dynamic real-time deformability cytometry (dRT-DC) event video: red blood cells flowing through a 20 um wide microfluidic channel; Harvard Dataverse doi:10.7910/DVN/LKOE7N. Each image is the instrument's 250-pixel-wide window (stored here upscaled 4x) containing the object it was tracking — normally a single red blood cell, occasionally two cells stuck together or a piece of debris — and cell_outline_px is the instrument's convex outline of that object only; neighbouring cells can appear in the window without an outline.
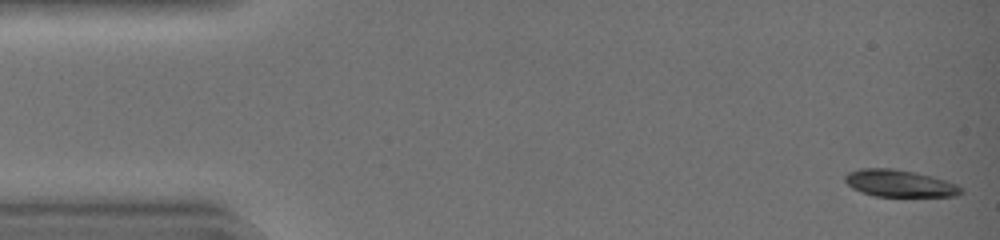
{"species": "common noctule bat (a hibernating species)", "species_latin": "Nyctalus noctula", "temperature_condition": "warm", "stored_images_in_passage": 43, "camera_frame_rate_fps": 3000, "um_per_image_px": 0.085, "animal": {"sex": "female", "body_mass_g": 19.0, "forearm_length_mm": 51.5}, "frame": {"image": 1, "passage_image": 1, "time_ms": 0.0, "image_size_px": [1000, 240], "cell_outline_px": [[964, 192], [956, 196], [876, 196], [860, 192], [852, 188], [844, 180], [844, 176], [848, 172], [860, 168], [892, 168], [932, 176], [956, 184], [964, 188]], "centroid_in_image_um": [76.45, 15.59], "position_along_channel_um": 8.6, "area_um2": 18.26}}
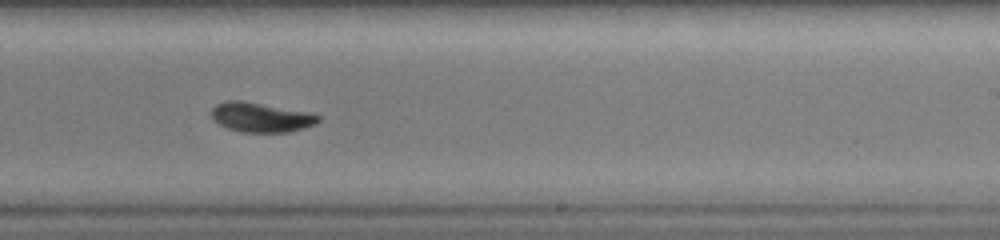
{"frame": {"image": 2, "passage_image": 27, "time_ms": 8.667, "image_size_px": [1000, 240], "cell_outline_px": [[320, 120], [316, 124], [304, 128], [288, 132], [240, 132], [228, 128], [220, 124], [212, 116], [212, 108], [216, 104], [228, 100], [244, 100], [308, 112], [320, 116]], "centroid_in_image_um": [22.2, 9.96], "position_along_channel_um": 266.8, "area_um2": 18.38}}
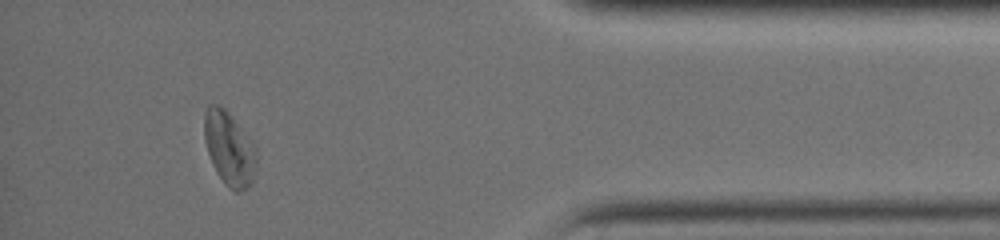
{"frame": {"image": 3, "passage_image": 39, "time_ms": 12.667, "image_size_px": [1000, 240], "cell_outline_px": [[256, 160], [252, 180], [240, 192], [236, 192], [228, 188], [224, 184], [216, 172], [212, 164], [204, 140], [204, 112], [208, 104], [220, 104], [232, 116], [256, 148]], "centroid_in_image_um": [19.44, 12.6], "position_along_channel_um": 415.8, "area_um2": 22.31}, "authors_computed_cell_mechanics": {"area_um2": 18.8428, "velocity_mm_per_s": 4.4732, "shape_relaxation_time_tau1_ms": 2.4739, "shape_relaxation_time_tau2_ms": null, "deformation_change_tau1": 0.1424, "deformation_change_tau2": null}}